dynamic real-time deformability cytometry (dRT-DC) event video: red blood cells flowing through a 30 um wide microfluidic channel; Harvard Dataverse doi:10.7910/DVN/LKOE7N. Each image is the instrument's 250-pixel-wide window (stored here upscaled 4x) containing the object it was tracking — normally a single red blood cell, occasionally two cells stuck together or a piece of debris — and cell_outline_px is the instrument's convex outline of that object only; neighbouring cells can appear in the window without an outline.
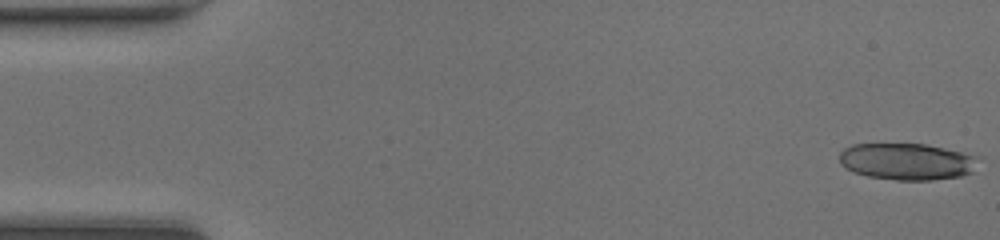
{"species": "common noctule bat (a hibernating species)", "species_latin": "Nyctalus noctula", "temperature_condition": "room temperature", "stored_images_in_passage": 48, "camera_frame_rate_fps": 3000, "um_per_image_px": 0.085, "animal": {"sex": "female", "body_mass_g": 20.0, "forearm_length_mm": 54.0}, "frame": {"image": 1, "passage_image": 1, "time_ms": 0.0, "image_size_px": [1000, 240], "cell_outline_px": [[984, 156], [972, 172], [960, 176], [932, 180], [896, 180], [868, 176], [852, 172], [844, 168], [840, 164], [840, 152], [844, 148], [852, 144], [924, 144]], "centroid_in_image_um": [77.14, 13.73], "position_along_channel_um": 7.9, "area_um2": 30.17}}
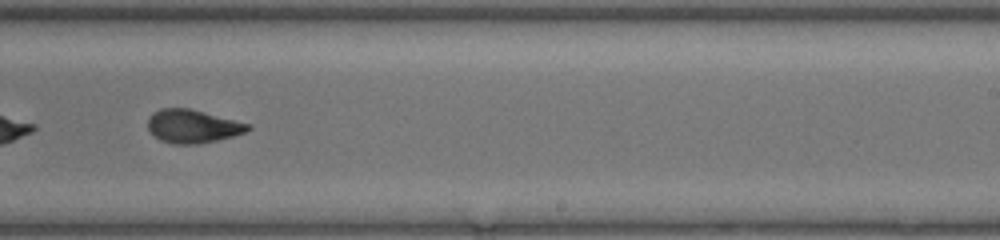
{"frame": {"image": 2, "passage_image": 30, "time_ms": 9.667, "image_size_px": [1000, 240], "cell_outline_px": [[252, 128], [244, 132], [232, 136], [200, 144], [172, 144], [160, 140], [148, 128], [148, 116], [152, 112], [160, 108], [188, 108], [252, 124]], "centroid_in_image_um": [16.37, 10.73], "position_along_channel_um": 272.6, "area_um2": 19.42}}
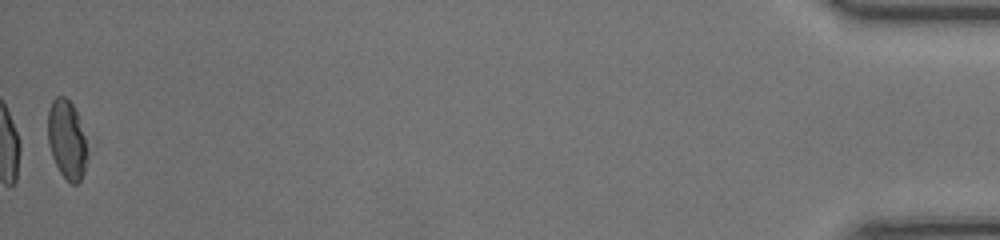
{"frame": {"image": 3, "passage_image": 48, "time_ms": 15.667, "image_size_px": [1000, 240], "cell_outline_px": [[88, 156], [84, 172], [80, 180], [76, 184], [72, 184], [60, 172], [52, 156], [48, 144], [48, 108], [52, 100], [56, 96], [64, 96], [72, 104], [76, 112], [84, 136], [88, 152]], "centroid_in_image_um": [5.67, 11.86], "position_along_channel_um": 429.5, "area_um2": 18.03}, "authors_computed_cell_mechanics": {"area_um2": 20.23, "velocity_mm_per_s": 4.2993, "shape_relaxation_time_tau1_ms": 3.5936, "shape_relaxation_time_tau2_ms": 1.6556, "deformation_change_tau1": 0.1536, "deformation_change_tau2": 0.0803}}